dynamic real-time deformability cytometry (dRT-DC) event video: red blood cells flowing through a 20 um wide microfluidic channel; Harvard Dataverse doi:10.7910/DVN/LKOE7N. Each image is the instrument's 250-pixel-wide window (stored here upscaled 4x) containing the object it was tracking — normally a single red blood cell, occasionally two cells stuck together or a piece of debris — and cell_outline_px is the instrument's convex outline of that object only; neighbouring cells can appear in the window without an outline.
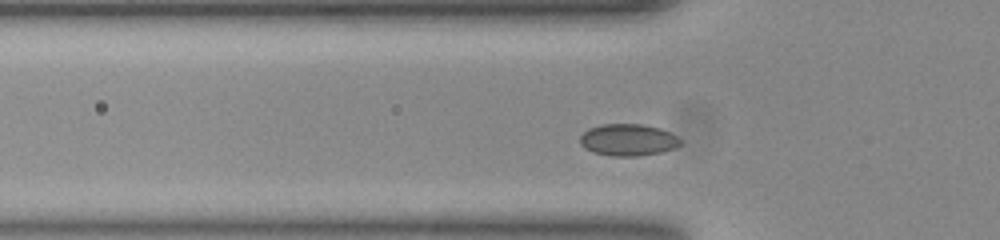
{"species": "common noctule bat (a hibernating species)", "species_latin": "Nyctalus noctula", "temperature_condition": "room temperature", "stored_images_in_passage": 38, "camera_frame_rate_fps": 3000, "um_per_image_px": 0.085, "animal": {"sex": "female", "body_mass_g": 23.0, "forearm_length_mm": 53.4}, "frame": {"image": 1, "passage_image": 8, "time_ms": 2.333, "image_size_px": [1000, 240], "cell_outline_px": [[680, 144], [672, 148], [660, 152], [636, 156], [612, 156], [592, 152], [584, 148], [580, 144], [580, 136], [588, 128], [600, 124], [640, 124], [660, 128], [676, 136], [680, 140]], "centroid_in_image_um": [53.32, 11.88], "position_along_channel_um": 72.5, "area_um2": 18.5}}
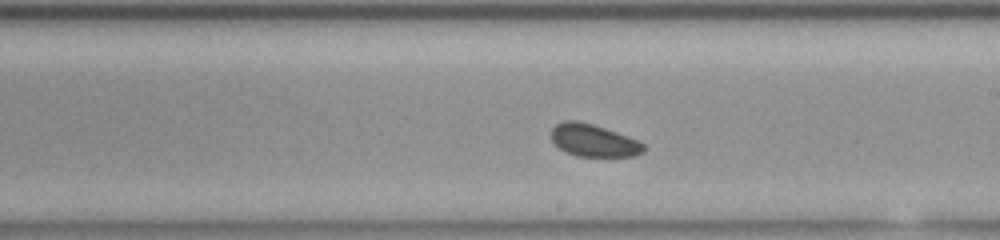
{"frame": {"image": 2, "passage_image": 21, "time_ms": 6.667, "image_size_px": [1000, 240], "cell_outline_px": [[644, 152], [636, 156], [576, 156], [560, 148], [552, 140], [552, 128], [556, 124], [564, 120], [576, 120], [592, 124], [640, 140], [644, 144]], "centroid_in_image_um": [50.48, 11.94], "position_along_channel_um": 238.5, "area_um2": 17.34}}
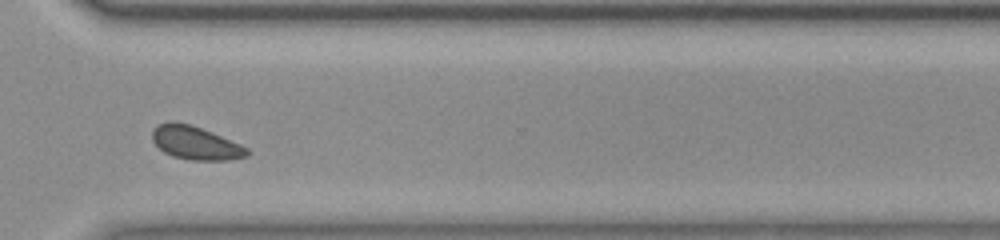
{"frame": {"image": 3, "passage_image": 30, "time_ms": 9.667, "image_size_px": [1000, 240], "cell_outline_px": [[248, 156], [228, 160], [188, 160], [172, 156], [164, 152], [152, 140], [152, 128], [168, 120], [172, 120], [188, 124], [200, 128], [240, 144], [248, 148]], "centroid_in_image_um": [16.58, 12.15], "position_along_channel_um": 354.0, "area_um2": 18.32}, "authors_computed_cell_mechanics": {"area_um2": 17.9758, "velocity_mm_per_s": 3.8307, "shape_relaxation_time_tau1_ms": null, "shape_relaxation_time_tau2_ms": 2.5772, "deformation_change_tau1": null, "deformation_change_tau2": 0.057}}